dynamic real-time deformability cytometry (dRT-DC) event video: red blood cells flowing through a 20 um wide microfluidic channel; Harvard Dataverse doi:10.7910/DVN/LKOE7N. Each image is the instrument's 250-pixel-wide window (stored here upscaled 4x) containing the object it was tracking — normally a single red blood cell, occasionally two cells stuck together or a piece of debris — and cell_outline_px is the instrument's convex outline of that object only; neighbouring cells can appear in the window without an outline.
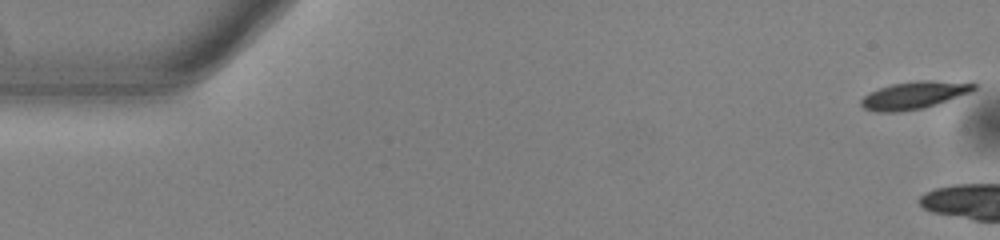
{"species": "common noctule bat (a hibernating species)", "species_latin": "Nyctalus noctula", "temperature_condition": "warm", "stored_images_in_passage": 7, "camera_frame_rate_fps": 3000, "um_per_image_px": 0.085, "animal": {"sex": "male", "body_mass_g": 13.0, "forearm_length_mm": 53.1}, "frame": {"image": 1, "passage_image": 1, "time_ms": 0.0, "image_size_px": [1000, 240], "cell_outline_px": [[976, 88], [968, 92], [948, 100], [936, 104], [920, 108], [896, 112], [876, 112], [864, 108], [860, 104], [860, 100], [868, 92], [892, 84], [916, 80], [932, 80], [976, 84]], "centroid_in_image_um": [77.61, 8.09], "position_along_channel_um": 7.4, "area_um2": 17.69}}